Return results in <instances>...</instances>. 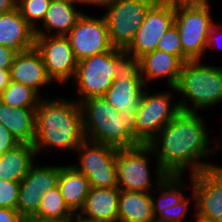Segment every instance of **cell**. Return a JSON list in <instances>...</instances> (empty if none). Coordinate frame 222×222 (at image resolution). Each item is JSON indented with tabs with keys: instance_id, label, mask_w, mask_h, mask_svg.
I'll use <instances>...</instances> for the list:
<instances>
[{
	"instance_id": "6da1fadb",
	"label": "cell",
	"mask_w": 222,
	"mask_h": 222,
	"mask_svg": "<svg viewBox=\"0 0 222 222\" xmlns=\"http://www.w3.org/2000/svg\"><path fill=\"white\" fill-rule=\"evenodd\" d=\"M206 124L197 112L180 111L149 143L155 152L156 176L190 175L218 166L204 162L220 146H210ZM213 152V153H212Z\"/></svg>"
},
{
	"instance_id": "7a4b0ae2",
	"label": "cell",
	"mask_w": 222,
	"mask_h": 222,
	"mask_svg": "<svg viewBox=\"0 0 222 222\" xmlns=\"http://www.w3.org/2000/svg\"><path fill=\"white\" fill-rule=\"evenodd\" d=\"M85 139L80 103L63 97L40 99L35 118L36 154L49 149L76 151Z\"/></svg>"
},
{
	"instance_id": "3957f363",
	"label": "cell",
	"mask_w": 222,
	"mask_h": 222,
	"mask_svg": "<svg viewBox=\"0 0 222 222\" xmlns=\"http://www.w3.org/2000/svg\"><path fill=\"white\" fill-rule=\"evenodd\" d=\"M87 140L116 148H130L135 142V113L115 110L103 97H89L80 102Z\"/></svg>"
},
{
	"instance_id": "277c9868",
	"label": "cell",
	"mask_w": 222,
	"mask_h": 222,
	"mask_svg": "<svg viewBox=\"0 0 222 222\" xmlns=\"http://www.w3.org/2000/svg\"><path fill=\"white\" fill-rule=\"evenodd\" d=\"M169 88L183 97L178 101L181 111L211 109L222 102V67L201 64L200 60L184 62L176 86Z\"/></svg>"
},
{
	"instance_id": "5b68a950",
	"label": "cell",
	"mask_w": 222,
	"mask_h": 222,
	"mask_svg": "<svg viewBox=\"0 0 222 222\" xmlns=\"http://www.w3.org/2000/svg\"><path fill=\"white\" fill-rule=\"evenodd\" d=\"M213 17L209 0H175V22L183 49V63L205 56Z\"/></svg>"
},
{
	"instance_id": "8992f818",
	"label": "cell",
	"mask_w": 222,
	"mask_h": 222,
	"mask_svg": "<svg viewBox=\"0 0 222 222\" xmlns=\"http://www.w3.org/2000/svg\"><path fill=\"white\" fill-rule=\"evenodd\" d=\"M129 62L125 50L111 48L80 60L74 80L80 98L78 103L89 97L103 96L113 83L116 75Z\"/></svg>"
},
{
	"instance_id": "52a82bcc",
	"label": "cell",
	"mask_w": 222,
	"mask_h": 222,
	"mask_svg": "<svg viewBox=\"0 0 222 222\" xmlns=\"http://www.w3.org/2000/svg\"><path fill=\"white\" fill-rule=\"evenodd\" d=\"M150 154L155 152L149 144H138L130 148H117L116 170L118 188L134 192H153L166 176H157L153 184L150 174ZM155 185V186H152ZM154 187V188H153ZM153 188V189H152Z\"/></svg>"
},
{
	"instance_id": "ba28073f",
	"label": "cell",
	"mask_w": 222,
	"mask_h": 222,
	"mask_svg": "<svg viewBox=\"0 0 222 222\" xmlns=\"http://www.w3.org/2000/svg\"><path fill=\"white\" fill-rule=\"evenodd\" d=\"M144 89L138 109L135 113V142L149 144L181 110L178 102L172 103L174 94L161 92L147 94Z\"/></svg>"
},
{
	"instance_id": "9c48e42d",
	"label": "cell",
	"mask_w": 222,
	"mask_h": 222,
	"mask_svg": "<svg viewBox=\"0 0 222 222\" xmlns=\"http://www.w3.org/2000/svg\"><path fill=\"white\" fill-rule=\"evenodd\" d=\"M157 0H115L103 15L113 48L126 50Z\"/></svg>"
},
{
	"instance_id": "30bf717a",
	"label": "cell",
	"mask_w": 222,
	"mask_h": 222,
	"mask_svg": "<svg viewBox=\"0 0 222 222\" xmlns=\"http://www.w3.org/2000/svg\"><path fill=\"white\" fill-rule=\"evenodd\" d=\"M76 151L79 163L72 166L88 179L90 187H118L116 147L85 139Z\"/></svg>"
},
{
	"instance_id": "8fae6325",
	"label": "cell",
	"mask_w": 222,
	"mask_h": 222,
	"mask_svg": "<svg viewBox=\"0 0 222 222\" xmlns=\"http://www.w3.org/2000/svg\"><path fill=\"white\" fill-rule=\"evenodd\" d=\"M175 22V0H157L147 11L133 41L125 50L130 62L157 49L159 39Z\"/></svg>"
},
{
	"instance_id": "7c38bea8",
	"label": "cell",
	"mask_w": 222,
	"mask_h": 222,
	"mask_svg": "<svg viewBox=\"0 0 222 222\" xmlns=\"http://www.w3.org/2000/svg\"><path fill=\"white\" fill-rule=\"evenodd\" d=\"M198 222H222V167L190 175Z\"/></svg>"
},
{
	"instance_id": "4fadbf2b",
	"label": "cell",
	"mask_w": 222,
	"mask_h": 222,
	"mask_svg": "<svg viewBox=\"0 0 222 222\" xmlns=\"http://www.w3.org/2000/svg\"><path fill=\"white\" fill-rule=\"evenodd\" d=\"M35 48L52 82L66 84L74 78L78 61L66 36H35Z\"/></svg>"
},
{
	"instance_id": "5bb4252c",
	"label": "cell",
	"mask_w": 222,
	"mask_h": 222,
	"mask_svg": "<svg viewBox=\"0 0 222 222\" xmlns=\"http://www.w3.org/2000/svg\"><path fill=\"white\" fill-rule=\"evenodd\" d=\"M66 37L78 62L112 48L104 16L96 18L83 12Z\"/></svg>"
},
{
	"instance_id": "9a60e30c",
	"label": "cell",
	"mask_w": 222,
	"mask_h": 222,
	"mask_svg": "<svg viewBox=\"0 0 222 222\" xmlns=\"http://www.w3.org/2000/svg\"><path fill=\"white\" fill-rule=\"evenodd\" d=\"M144 87L138 64L129 61L116 75L103 97L118 112L136 113Z\"/></svg>"
},
{
	"instance_id": "2e32d148",
	"label": "cell",
	"mask_w": 222,
	"mask_h": 222,
	"mask_svg": "<svg viewBox=\"0 0 222 222\" xmlns=\"http://www.w3.org/2000/svg\"><path fill=\"white\" fill-rule=\"evenodd\" d=\"M136 63L147 89V81L153 82L155 79L162 78H167V86L175 87L183 65V62L177 56L158 49L144 54Z\"/></svg>"
},
{
	"instance_id": "e0dca14e",
	"label": "cell",
	"mask_w": 222,
	"mask_h": 222,
	"mask_svg": "<svg viewBox=\"0 0 222 222\" xmlns=\"http://www.w3.org/2000/svg\"><path fill=\"white\" fill-rule=\"evenodd\" d=\"M11 81H16L34 89L38 94L41 87L52 83L48 77L40 52L34 47L18 52L10 69Z\"/></svg>"
},
{
	"instance_id": "ac0fdd59",
	"label": "cell",
	"mask_w": 222,
	"mask_h": 222,
	"mask_svg": "<svg viewBox=\"0 0 222 222\" xmlns=\"http://www.w3.org/2000/svg\"><path fill=\"white\" fill-rule=\"evenodd\" d=\"M0 45L17 52L35 47V31L21 16L17 7L0 14Z\"/></svg>"
},
{
	"instance_id": "d6986e66",
	"label": "cell",
	"mask_w": 222,
	"mask_h": 222,
	"mask_svg": "<svg viewBox=\"0 0 222 222\" xmlns=\"http://www.w3.org/2000/svg\"><path fill=\"white\" fill-rule=\"evenodd\" d=\"M75 5L71 2L51 0L42 21L45 30L39 29L37 25L35 36H66L83 14Z\"/></svg>"
},
{
	"instance_id": "ffe728a7",
	"label": "cell",
	"mask_w": 222,
	"mask_h": 222,
	"mask_svg": "<svg viewBox=\"0 0 222 222\" xmlns=\"http://www.w3.org/2000/svg\"><path fill=\"white\" fill-rule=\"evenodd\" d=\"M120 189L90 187L83 208L79 213L92 219L118 222Z\"/></svg>"
},
{
	"instance_id": "44dd1931",
	"label": "cell",
	"mask_w": 222,
	"mask_h": 222,
	"mask_svg": "<svg viewBox=\"0 0 222 222\" xmlns=\"http://www.w3.org/2000/svg\"><path fill=\"white\" fill-rule=\"evenodd\" d=\"M36 108H12L0 101V123L19 143L34 144Z\"/></svg>"
},
{
	"instance_id": "7402d4cb",
	"label": "cell",
	"mask_w": 222,
	"mask_h": 222,
	"mask_svg": "<svg viewBox=\"0 0 222 222\" xmlns=\"http://www.w3.org/2000/svg\"><path fill=\"white\" fill-rule=\"evenodd\" d=\"M34 144L19 143L0 156V179L21 182L35 163Z\"/></svg>"
},
{
	"instance_id": "603a6c76",
	"label": "cell",
	"mask_w": 222,
	"mask_h": 222,
	"mask_svg": "<svg viewBox=\"0 0 222 222\" xmlns=\"http://www.w3.org/2000/svg\"><path fill=\"white\" fill-rule=\"evenodd\" d=\"M183 175H167L154 190L158 198L152 193V208L155 222H169V210L182 201L184 192Z\"/></svg>"
},
{
	"instance_id": "cb8c5ba5",
	"label": "cell",
	"mask_w": 222,
	"mask_h": 222,
	"mask_svg": "<svg viewBox=\"0 0 222 222\" xmlns=\"http://www.w3.org/2000/svg\"><path fill=\"white\" fill-rule=\"evenodd\" d=\"M118 222H155L151 192L120 190Z\"/></svg>"
},
{
	"instance_id": "d4e9b609",
	"label": "cell",
	"mask_w": 222,
	"mask_h": 222,
	"mask_svg": "<svg viewBox=\"0 0 222 222\" xmlns=\"http://www.w3.org/2000/svg\"><path fill=\"white\" fill-rule=\"evenodd\" d=\"M58 188L68 207L79 212L85 203L90 184L88 179L72 165L61 166Z\"/></svg>"
},
{
	"instance_id": "484cf974",
	"label": "cell",
	"mask_w": 222,
	"mask_h": 222,
	"mask_svg": "<svg viewBox=\"0 0 222 222\" xmlns=\"http://www.w3.org/2000/svg\"><path fill=\"white\" fill-rule=\"evenodd\" d=\"M74 214L56 186L42 195L38 210L33 217L52 222H68Z\"/></svg>"
},
{
	"instance_id": "4316f807",
	"label": "cell",
	"mask_w": 222,
	"mask_h": 222,
	"mask_svg": "<svg viewBox=\"0 0 222 222\" xmlns=\"http://www.w3.org/2000/svg\"><path fill=\"white\" fill-rule=\"evenodd\" d=\"M61 166L33 164L27 175L21 180L20 187L35 188L44 195L50 189L58 186Z\"/></svg>"
},
{
	"instance_id": "83f0119b",
	"label": "cell",
	"mask_w": 222,
	"mask_h": 222,
	"mask_svg": "<svg viewBox=\"0 0 222 222\" xmlns=\"http://www.w3.org/2000/svg\"><path fill=\"white\" fill-rule=\"evenodd\" d=\"M41 98L34 89L16 81H10L0 94V101L12 108H37Z\"/></svg>"
},
{
	"instance_id": "f1b7e54d",
	"label": "cell",
	"mask_w": 222,
	"mask_h": 222,
	"mask_svg": "<svg viewBox=\"0 0 222 222\" xmlns=\"http://www.w3.org/2000/svg\"><path fill=\"white\" fill-rule=\"evenodd\" d=\"M51 0H17L21 16L35 30L38 21H43Z\"/></svg>"
},
{
	"instance_id": "f546056e",
	"label": "cell",
	"mask_w": 222,
	"mask_h": 222,
	"mask_svg": "<svg viewBox=\"0 0 222 222\" xmlns=\"http://www.w3.org/2000/svg\"><path fill=\"white\" fill-rule=\"evenodd\" d=\"M42 194L35 188L20 187L19 200L17 204L18 212L24 216H33L39 207Z\"/></svg>"
},
{
	"instance_id": "4dcf8cb0",
	"label": "cell",
	"mask_w": 222,
	"mask_h": 222,
	"mask_svg": "<svg viewBox=\"0 0 222 222\" xmlns=\"http://www.w3.org/2000/svg\"><path fill=\"white\" fill-rule=\"evenodd\" d=\"M157 49L177 56L183 62V49L178 28L173 24L159 39Z\"/></svg>"
},
{
	"instance_id": "1f68e13d",
	"label": "cell",
	"mask_w": 222,
	"mask_h": 222,
	"mask_svg": "<svg viewBox=\"0 0 222 222\" xmlns=\"http://www.w3.org/2000/svg\"><path fill=\"white\" fill-rule=\"evenodd\" d=\"M20 182L0 179V207L17 210Z\"/></svg>"
},
{
	"instance_id": "d6a6232c",
	"label": "cell",
	"mask_w": 222,
	"mask_h": 222,
	"mask_svg": "<svg viewBox=\"0 0 222 222\" xmlns=\"http://www.w3.org/2000/svg\"><path fill=\"white\" fill-rule=\"evenodd\" d=\"M191 193L192 196H189V198L186 196L182 201L171 207V209L169 210V222H186L183 219L186 217V213L189 212V204H191L189 203V200L191 197H192L191 200L194 201L193 204L195 206V195L193 191ZM195 221L196 219L194 214V221L190 222H195Z\"/></svg>"
},
{
	"instance_id": "836d02e7",
	"label": "cell",
	"mask_w": 222,
	"mask_h": 222,
	"mask_svg": "<svg viewBox=\"0 0 222 222\" xmlns=\"http://www.w3.org/2000/svg\"><path fill=\"white\" fill-rule=\"evenodd\" d=\"M17 144H19L18 140L0 123V156Z\"/></svg>"
},
{
	"instance_id": "e575fe53",
	"label": "cell",
	"mask_w": 222,
	"mask_h": 222,
	"mask_svg": "<svg viewBox=\"0 0 222 222\" xmlns=\"http://www.w3.org/2000/svg\"><path fill=\"white\" fill-rule=\"evenodd\" d=\"M17 53V51L9 47L0 45V70L10 69Z\"/></svg>"
},
{
	"instance_id": "d590c367",
	"label": "cell",
	"mask_w": 222,
	"mask_h": 222,
	"mask_svg": "<svg viewBox=\"0 0 222 222\" xmlns=\"http://www.w3.org/2000/svg\"><path fill=\"white\" fill-rule=\"evenodd\" d=\"M22 217L18 210L0 207V222H20Z\"/></svg>"
},
{
	"instance_id": "8d00e7d4",
	"label": "cell",
	"mask_w": 222,
	"mask_h": 222,
	"mask_svg": "<svg viewBox=\"0 0 222 222\" xmlns=\"http://www.w3.org/2000/svg\"><path fill=\"white\" fill-rule=\"evenodd\" d=\"M219 26L220 25H218L216 22L213 23L212 29L210 30V33L208 35L206 51L209 50L210 47L213 49L214 47L218 46V42L216 41V40H218L216 37V32H217V30H219V28H220ZM215 41L217 42V44Z\"/></svg>"
},
{
	"instance_id": "74e56055",
	"label": "cell",
	"mask_w": 222,
	"mask_h": 222,
	"mask_svg": "<svg viewBox=\"0 0 222 222\" xmlns=\"http://www.w3.org/2000/svg\"><path fill=\"white\" fill-rule=\"evenodd\" d=\"M11 81L9 69L0 70V94L9 85Z\"/></svg>"
},
{
	"instance_id": "f35d334b",
	"label": "cell",
	"mask_w": 222,
	"mask_h": 222,
	"mask_svg": "<svg viewBox=\"0 0 222 222\" xmlns=\"http://www.w3.org/2000/svg\"><path fill=\"white\" fill-rule=\"evenodd\" d=\"M17 7V0H0V14L9 12Z\"/></svg>"
},
{
	"instance_id": "ab89813d",
	"label": "cell",
	"mask_w": 222,
	"mask_h": 222,
	"mask_svg": "<svg viewBox=\"0 0 222 222\" xmlns=\"http://www.w3.org/2000/svg\"><path fill=\"white\" fill-rule=\"evenodd\" d=\"M115 0H81V4L96 5L104 7L105 9L110 6Z\"/></svg>"
},
{
	"instance_id": "60d3db41",
	"label": "cell",
	"mask_w": 222,
	"mask_h": 222,
	"mask_svg": "<svg viewBox=\"0 0 222 222\" xmlns=\"http://www.w3.org/2000/svg\"><path fill=\"white\" fill-rule=\"evenodd\" d=\"M68 222H108V221L88 218L77 212L72 216V218Z\"/></svg>"
},
{
	"instance_id": "b9f144b4",
	"label": "cell",
	"mask_w": 222,
	"mask_h": 222,
	"mask_svg": "<svg viewBox=\"0 0 222 222\" xmlns=\"http://www.w3.org/2000/svg\"><path fill=\"white\" fill-rule=\"evenodd\" d=\"M20 222H52V221L38 219L33 216H24V217H22Z\"/></svg>"
},
{
	"instance_id": "7bdbcfd3",
	"label": "cell",
	"mask_w": 222,
	"mask_h": 222,
	"mask_svg": "<svg viewBox=\"0 0 222 222\" xmlns=\"http://www.w3.org/2000/svg\"><path fill=\"white\" fill-rule=\"evenodd\" d=\"M60 1H66V2H71V3H74V4H81V0H60Z\"/></svg>"
}]
</instances>
